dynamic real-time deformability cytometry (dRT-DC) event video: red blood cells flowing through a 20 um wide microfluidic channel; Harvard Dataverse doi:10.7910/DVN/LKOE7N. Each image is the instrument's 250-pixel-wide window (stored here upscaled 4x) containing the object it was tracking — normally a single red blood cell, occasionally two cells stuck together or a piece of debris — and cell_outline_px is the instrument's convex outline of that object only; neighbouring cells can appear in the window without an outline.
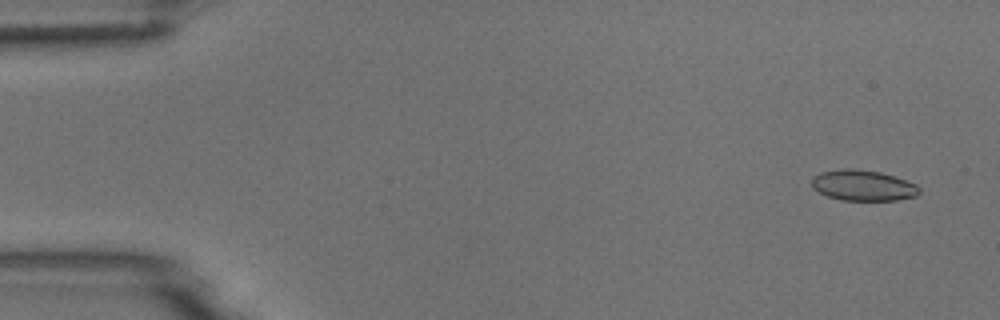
{"species": "common noctule bat (a hibernating species)", "species_latin": "Nyctalus noctula", "temperature_condition": "room temperature", "stored_images_in_passage": 5, "camera_frame_rate_fps": 3000, "um_per_image_px": 0.085, "animal": {"sex": "male", "body_mass_g": 18.8}, "frame": {"image": 1, "passage_image": 1, "time_ms": 0.0, "image_size_px": [1000, 320], "cell_outline_px": [[920, 192], [916, 196], [896, 200], [840, 200], [828, 196], [812, 188], [812, 176], [820, 172], [840, 168], [852, 168], [880, 172], [916, 184], [920, 188]], "centroid_in_image_um": [73.32, 15.75], "position_along_channel_um": 11.7, "area_um2": 19.25}}